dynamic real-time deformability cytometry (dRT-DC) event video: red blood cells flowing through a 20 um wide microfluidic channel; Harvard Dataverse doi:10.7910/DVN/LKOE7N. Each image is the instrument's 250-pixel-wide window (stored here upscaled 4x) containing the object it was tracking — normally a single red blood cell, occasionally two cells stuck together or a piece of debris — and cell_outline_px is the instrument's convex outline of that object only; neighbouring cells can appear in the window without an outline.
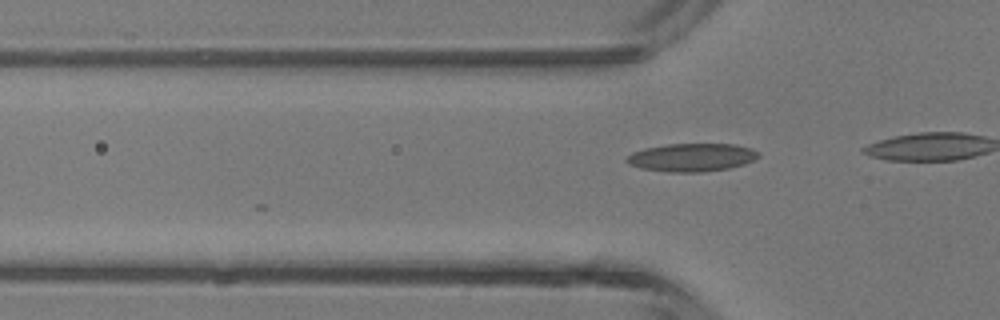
{"species": "common noctule bat (a hibernating species)", "species_latin": "Nyctalus noctula", "temperature_condition": "room temperature", "stored_images_in_passage": 4, "camera_frame_rate_fps": 3000, "um_per_image_px": 0.085, "animal": {"sex": "male", "body_mass_g": 13.3}, "frame": {"image": 1, "passage_image": 3, "time_ms": 2.333, "image_size_px": [1000, 320], "cell_outline_px": [[760, 156], [744, 164], [728, 168], [704, 172], [668, 172], [640, 168], [628, 164], [624, 160], [632, 152], [644, 148], [668, 144], [736, 144], [752, 148], [760, 152]], "centroid_in_image_um": [58.79, 13.38], "position_along_channel_um": 67.0, "area_um2": 21.73}}